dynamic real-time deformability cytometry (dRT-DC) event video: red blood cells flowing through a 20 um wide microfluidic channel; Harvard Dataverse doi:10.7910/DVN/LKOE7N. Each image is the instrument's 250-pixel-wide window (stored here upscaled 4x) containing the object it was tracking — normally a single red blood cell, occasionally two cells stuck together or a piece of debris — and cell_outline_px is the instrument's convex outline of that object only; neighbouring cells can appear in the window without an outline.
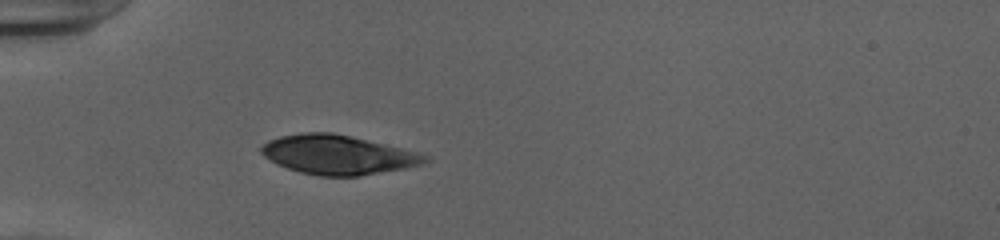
{"species": "human", "species_latin": "Homo sapiens", "temperature_condition": "cold", "stored_images_in_passage": 36, "camera_frame_rate_fps": 3000, "um_per_image_px": 0.085, "donor": {"sex": "female"}, "frame": {"image": 1, "passage_image": 1, "time_ms": 0.0, "image_size_px": [1000, 240], "cell_outline_px": [[432, 160], [420, 164], [404, 168], [360, 176], [320, 176], [300, 172], [276, 164], [264, 156], [260, 152], [260, 148], [268, 140], [280, 136], [304, 132], [332, 132], [352, 136], [416, 152], [428, 156]], "centroid_in_image_um": [28.68, 13.15], "position_along_channel_um": 56.3, "area_um2": 37.28}}
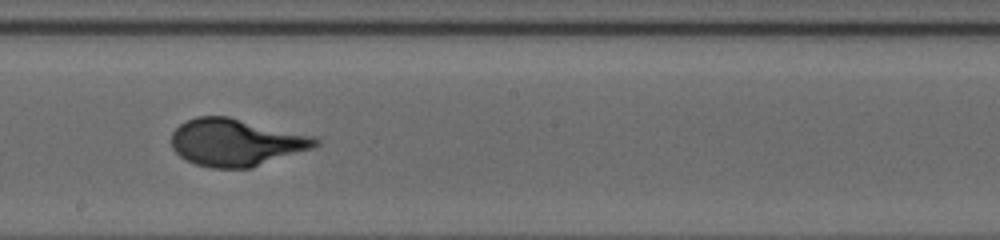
{"frame": {"image": 2, "passage_image": 15, "time_ms": 4.667, "image_size_px": [1000, 240], "cell_outline_px": [[320, 144], [312, 148], [252, 168], [212, 168], [196, 164], [180, 156], [172, 148], [172, 132], [180, 124], [196, 116], [228, 116], [316, 136], [320, 140]], "centroid_in_image_um": [20.09, 12.1], "position_along_channel_um": 228.1, "area_um2": 39.77}}
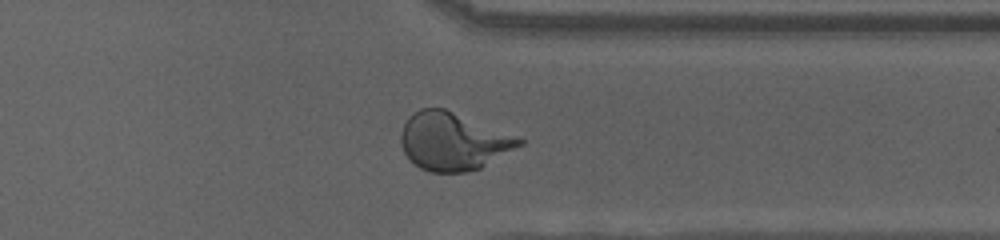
{"frame": {"image": 3, "passage_image": 26, "time_ms": 8.333, "image_size_px": [1000, 240], "cell_outline_px": [[524, 144], [480, 168], [464, 172], [428, 172], [420, 168], [408, 160], [400, 144], [400, 132], [408, 116], [412, 112], [420, 108], [444, 108], [524, 140]], "centroid_in_image_um": [38.44, 12.03], "position_along_channel_um": 373.0, "area_um2": 39.59}}